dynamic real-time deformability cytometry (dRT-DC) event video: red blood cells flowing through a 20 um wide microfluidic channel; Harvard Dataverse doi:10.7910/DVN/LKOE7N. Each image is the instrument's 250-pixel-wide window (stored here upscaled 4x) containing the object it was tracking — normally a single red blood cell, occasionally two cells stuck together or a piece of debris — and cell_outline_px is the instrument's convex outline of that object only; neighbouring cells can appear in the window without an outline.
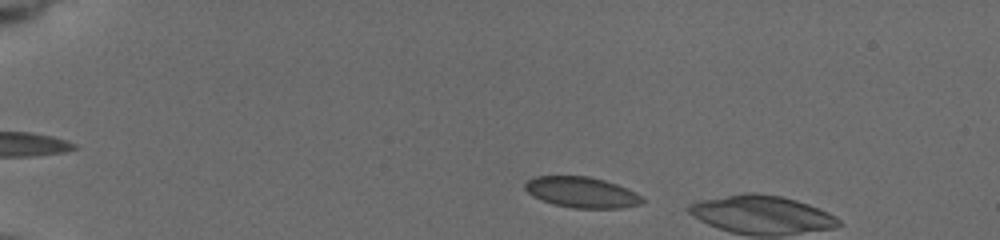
{"species": "common noctule bat (a hibernating species)", "species_latin": "Nyctalus noctula", "temperature_condition": "cold", "stored_images_in_passage": 6, "camera_frame_rate_fps": 3000, "um_per_image_px": 0.085, "animal": {"sex": "female", "body_mass_g": 19.5, "forearm_length_mm": 54.1}, "frame": {"image": 1, "passage_image": 2, "time_ms": 0.667, "image_size_px": [1000, 240], "cell_outline_px": [[644, 200], [640, 204], [620, 208], [572, 208], [552, 204], [532, 196], [524, 188], [524, 184], [528, 180], [536, 176], [588, 176], [604, 180], [616, 184], [636, 192], [644, 196]], "centroid_in_image_um": [49.44, 16.35], "position_along_channel_um": 35.6, "area_um2": 21.1}}